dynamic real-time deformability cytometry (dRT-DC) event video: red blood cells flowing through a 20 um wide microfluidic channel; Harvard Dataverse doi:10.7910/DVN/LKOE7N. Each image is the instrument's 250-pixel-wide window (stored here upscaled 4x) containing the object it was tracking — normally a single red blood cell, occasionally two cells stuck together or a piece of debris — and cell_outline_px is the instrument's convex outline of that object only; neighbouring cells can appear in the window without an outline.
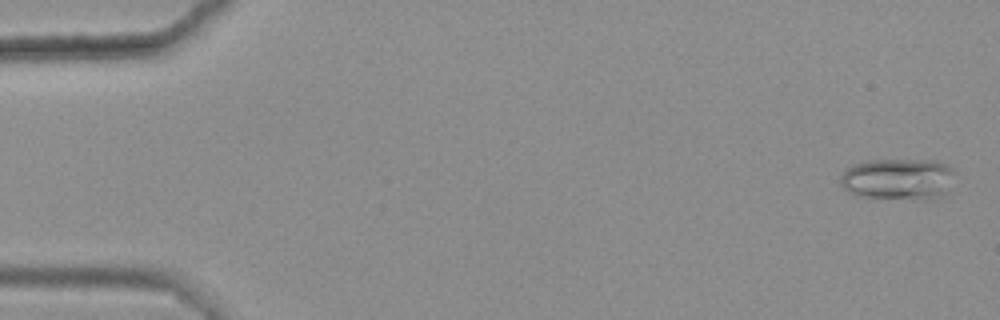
{"species": "common noctule bat (a hibernating species)", "species_latin": "Nyctalus noctula", "temperature_condition": "warm", "stored_images_in_passage": 49, "camera_frame_rate_fps": 3000, "um_per_image_px": 0.085, "animal": {"sex": "female", "body_mass_g": 25.1}, "frame": {"image": 1, "passage_image": 2, "time_ms": 0.333, "image_size_px": [1000, 320], "cell_outline_px": [[952, 168], [944, 192], [932, 200], [872, 200], [848, 192], [840, 184], [840, 176], [852, 164], [868, 160], [936, 160], [948, 164]], "centroid_in_image_um": [76.23, 15.26], "position_along_channel_um": 8.8, "area_um2": 28.03}}
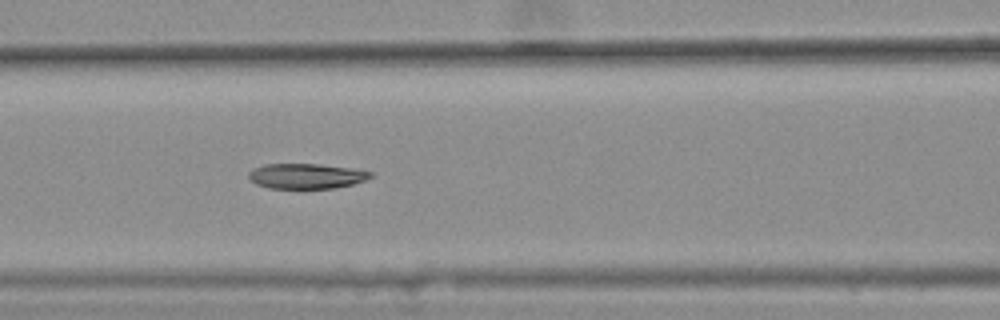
{"frame": {"image": 2, "passage_image": 25, "time_ms": 8.0, "image_size_px": [1000, 320], "cell_outline_px": [[372, 176], [364, 180], [352, 184], [336, 188], [268, 188], [256, 184], [248, 176], [248, 172], [252, 168], [264, 164], [316, 164], [352, 168], [372, 172]], "centroid_in_image_um": [26.0, 14.96], "position_along_channel_um": 140.6, "area_um2": 17.8}}
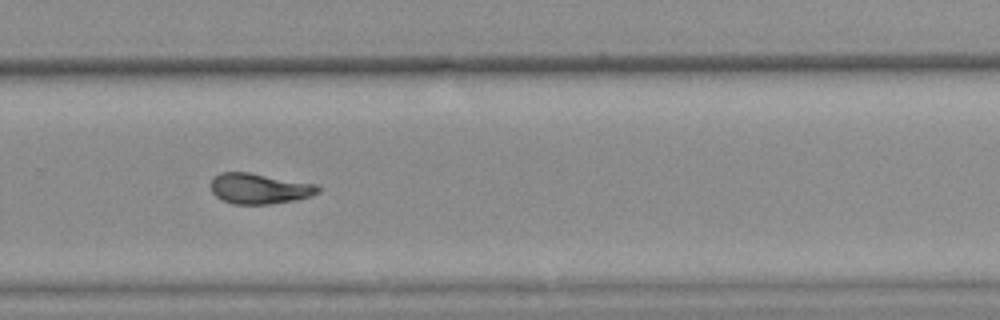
{"frame": {"image": 3, "passage_image": 39, "time_ms": 12.667, "image_size_px": [1000, 320], "cell_outline_px": [[320, 192], [296, 200], [268, 204], [232, 204], [220, 200], [212, 192], [212, 180], [220, 172], [248, 172], [316, 184], [320, 188]], "centroid_in_image_um": [22.03, 16.03], "position_along_channel_um": 307.8, "area_um2": 18.96}, "authors_computed_cell_mechanics": {"area_um2": 19.4786, "velocity_mm_per_s": 3.597, "shape_relaxation_time_tau1_ms": 9.3419, "shape_relaxation_time_tau2_ms": 6.9474, "deformation_change_tau1": 0.2243, "deformation_change_tau2": 0.1033}}